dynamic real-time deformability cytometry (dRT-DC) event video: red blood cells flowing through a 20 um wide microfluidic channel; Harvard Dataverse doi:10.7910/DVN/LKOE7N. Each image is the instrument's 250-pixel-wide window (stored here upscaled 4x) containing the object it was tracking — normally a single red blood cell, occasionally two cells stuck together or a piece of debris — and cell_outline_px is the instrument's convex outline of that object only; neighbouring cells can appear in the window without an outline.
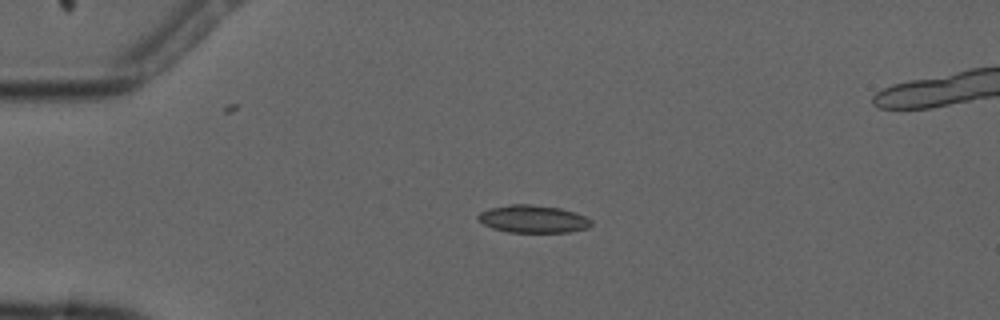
{"species": "common noctule bat (a hibernating species)", "species_latin": "Nyctalus noctula", "temperature_condition": "cold", "stored_images_in_passage": 6, "camera_frame_rate_fps": 3000, "um_per_image_px": 0.085, "animal": {"sex": "male", "forearm_length_mm": 52.5}, "frame": {"image": 1, "passage_image": 3, "time_ms": 2.333, "image_size_px": [1000, 320], "cell_outline_px": [[592, 224], [588, 228], [568, 232], [508, 232], [492, 228], [484, 224], [476, 216], [480, 212], [488, 208], [512, 204], [528, 204], [560, 208], [584, 216], [592, 220]], "centroid_in_image_um": [45.29, 18.61], "position_along_channel_um": 39.7, "area_um2": 18.09}}
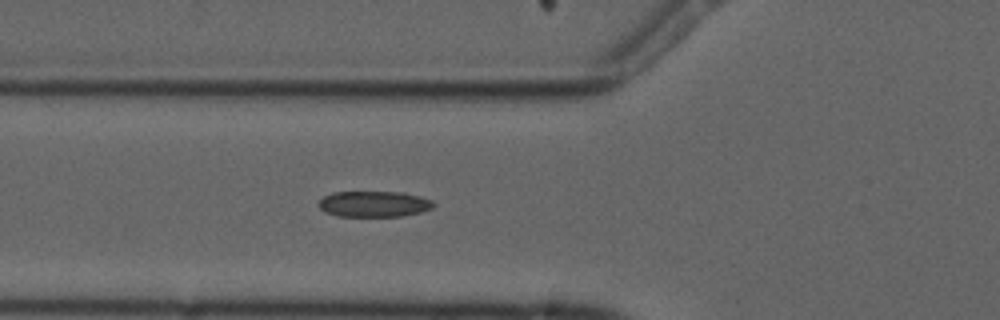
{"frame": {"image": 2, "passage_image": 5, "time_ms": 4.667, "image_size_px": [1000, 320], "cell_outline_px": [[436, 204], [432, 208], [420, 212], [404, 216], [340, 216], [324, 212], [320, 208], [320, 200], [324, 196], [332, 192], [404, 192], [420, 196], [432, 200]], "centroid_in_image_um": [31.82, 17.33], "position_along_channel_um": 94.0, "area_um2": 17.34}}